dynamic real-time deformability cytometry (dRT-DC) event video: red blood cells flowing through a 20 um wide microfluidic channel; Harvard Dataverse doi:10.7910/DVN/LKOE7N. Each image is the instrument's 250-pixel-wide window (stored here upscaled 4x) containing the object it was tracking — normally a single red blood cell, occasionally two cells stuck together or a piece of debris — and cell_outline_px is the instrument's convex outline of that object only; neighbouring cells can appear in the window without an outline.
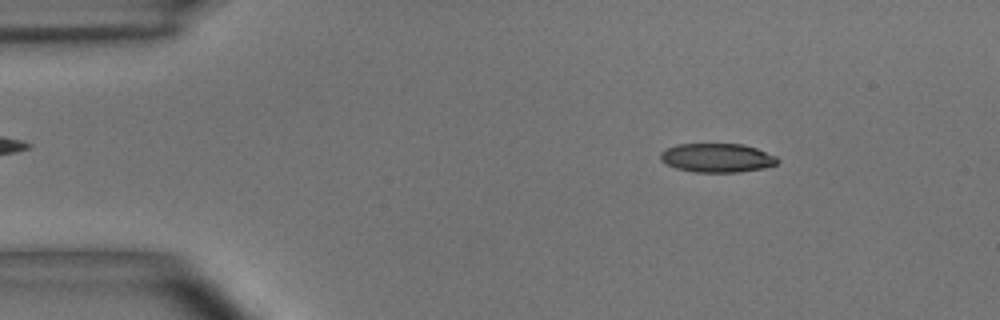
{"species": "common noctule bat (a hibernating species)", "species_latin": "Nyctalus noctula", "temperature_condition": "room temperature", "stored_images_in_passage": 53, "camera_frame_rate_fps": 3000, "um_per_image_px": 0.085, "animal": {"sex": "male", "body_mass_g": 15.6}, "frame": {"image": 1, "passage_image": 7, "time_ms": 2.0, "image_size_px": [1000, 320], "cell_outline_px": [[780, 160], [776, 164], [764, 168], [740, 172], [696, 172], [676, 168], [660, 160], [660, 152], [676, 144], [744, 144], [756, 148], [776, 156]], "centroid_in_image_um": [60.97, 13.41], "position_along_channel_um": 24.0, "area_um2": 19.71}}
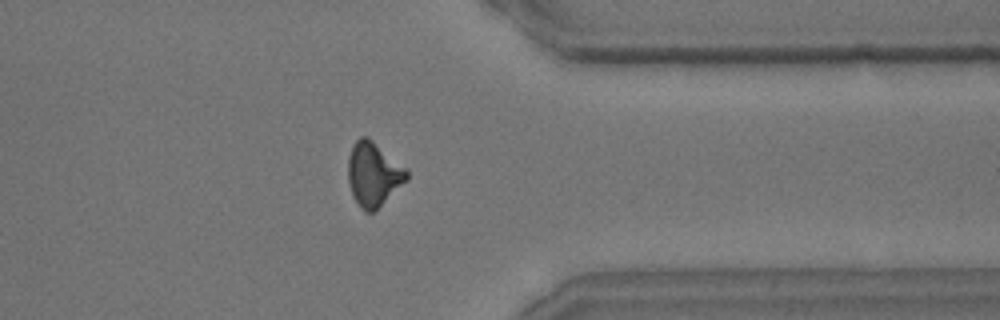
{"frame": {"image": 2, "passage_image": 42, "time_ms": 13.667, "image_size_px": [1000, 320], "cell_outline_px": [[408, 180], [372, 212], [364, 212], [360, 208], [352, 196], [348, 180], [348, 156], [352, 144], [360, 136], [368, 136], [408, 168]], "centroid_in_image_um": [31.74, 14.77], "position_along_channel_um": 379.7, "area_um2": 22.2}}
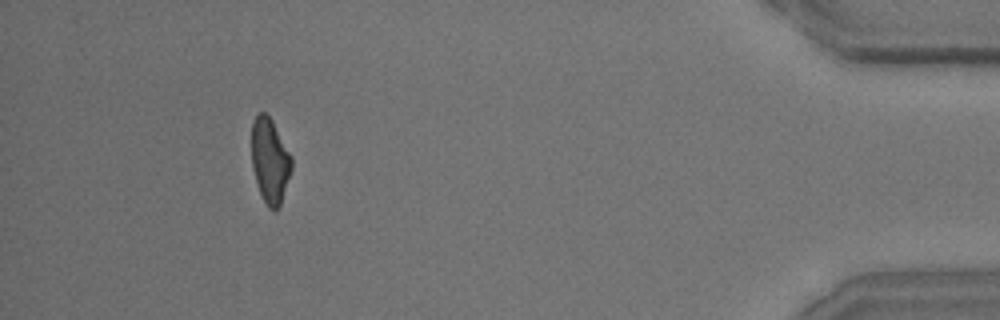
{"frame": {"image": 3, "passage_image": 49, "time_ms": 16.0, "image_size_px": [1000, 320], "cell_outline_px": [[292, 168], [280, 204], [276, 212], [268, 208], [260, 192], [252, 168], [252, 124], [256, 116], [260, 112], [264, 112], [272, 120], [292, 156]], "centroid_in_image_um": [22.95, 13.66], "position_along_channel_um": 412.2, "area_um2": 19.59}, "authors_computed_cell_mechanics": {"area_um2": 20.808, "velocity_mm_per_s": 3.683, "shape_relaxation_time_tau1_ms": 5.9298, "shape_relaxation_time_tau2_ms": 2.5434, "deformation_change_tau1": 0.1698, "deformation_change_tau2": 0.1089}}